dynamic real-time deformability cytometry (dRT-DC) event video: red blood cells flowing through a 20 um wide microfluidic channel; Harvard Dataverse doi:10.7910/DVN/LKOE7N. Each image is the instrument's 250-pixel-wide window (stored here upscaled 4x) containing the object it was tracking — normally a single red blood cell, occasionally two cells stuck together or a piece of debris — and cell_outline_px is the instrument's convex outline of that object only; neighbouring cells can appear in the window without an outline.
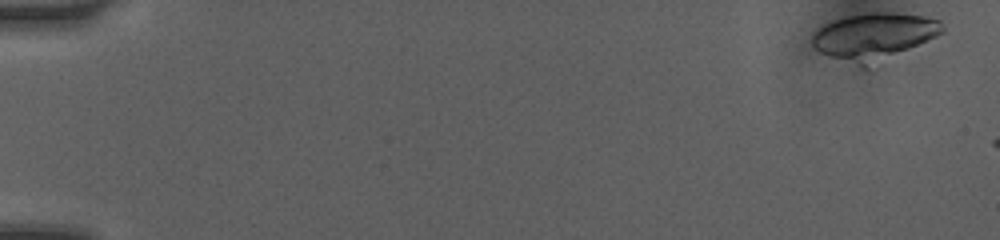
{"species": "human", "species_latin": "Homo sapiens", "temperature_condition": "room temperature", "stored_images_in_passage": 8, "camera_frame_rate_fps": 3000, "um_per_image_px": 0.085, "donor": {"sex": "female"}, "frame": {"image": 1, "passage_image": 1, "time_ms": 0.0, "image_size_px": [1000, 240], "cell_outline_px": [[944, 32], [936, 36], [868, 68], [860, 68], [820, 52], [812, 44], [812, 36], [824, 24], [848, 16], [872, 12], [892, 12], [924, 16], [940, 20], [944, 28]], "centroid_in_image_um": [74.3, 3.11], "position_along_channel_um": 10.7, "area_um2": 35.32}}
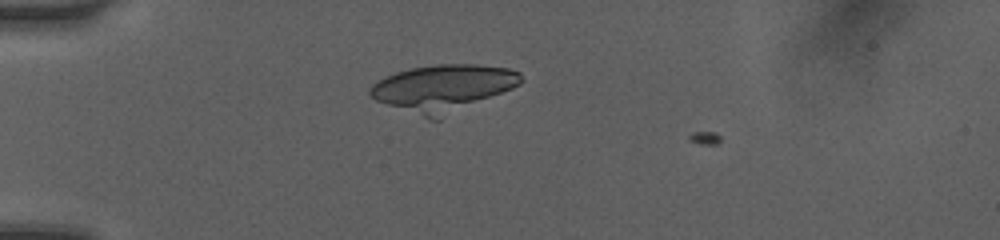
{"frame": {"image": 2, "passage_image": 6, "time_ms": 4.333, "image_size_px": [1000, 240], "cell_outline_px": [[524, 80], [520, 84], [512, 88], [440, 120], [428, 120], [376, 100], [368, 92], [368, 88], [372, 84], [384, 76], [396, 72], [412, 68], [436, 64], [476, 64], [508, 68], [520, 72]], "centroid_in_image_um": [37.65, 7.49], "position_along_channel_um": 47.3, "area_um2": 41.33}}
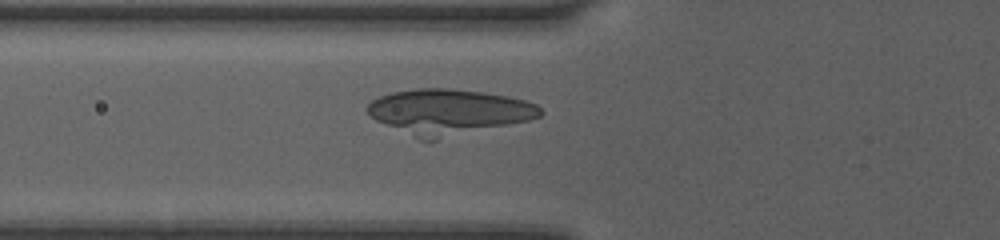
{"frame": {"image": 3, "passage_image": 8, "time_ms": 6.0, "image_size_px": [1000, 240], "cell_outline_px": [[544, 112], [540, 116], [528, 120], [504, 124], [408, 128], [388, 124], [376, 120], [364, 108], [372, 100], [380, 96], [392, 92], [416, 88], [448, 88], [480, 92], [508, 96], [524, 100], [536, 104]], "centroid_in_image_um": [38.19, 9.22], "position_along_channel_um": 87.6, "area_um2": 38.73}}